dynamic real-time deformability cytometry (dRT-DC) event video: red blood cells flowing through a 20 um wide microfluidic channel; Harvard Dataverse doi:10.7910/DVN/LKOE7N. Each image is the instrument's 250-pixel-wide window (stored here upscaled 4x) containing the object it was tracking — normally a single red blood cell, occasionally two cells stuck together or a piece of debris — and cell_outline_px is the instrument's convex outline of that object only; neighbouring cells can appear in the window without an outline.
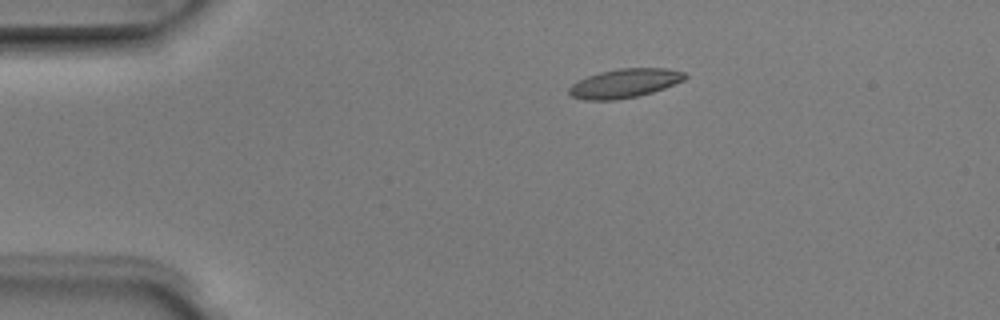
{"species": "Egyptian fruit bat (a non-hibernating species)", "species_latin": "Rousettus aegyptiacus", "temperature_condition": "room temperature", "stored_images_in_passage": 5, "camera_frame_rate_fps": 3000, "um_per_image_px": 0.085, "animal": {"sex": "male"}, "frame": {"image": 1, "passage_image": 3, "time_ms": 0.667, "image_size_px": [1000, 320], "cell_outline_px": [[688, 76], [684, 80], [664, 88], [652, 92], [636, 96], [616, 100], [584, 100], [572, 96], [568, 92], [568, 88], [576, 80], [600, 72], [620, 68], [668, 68], [684, 72]], "centroid_in_image_um": [53.08, 7.07], "position_along_channel_um": 31.9, "area_um2": 19.59}}
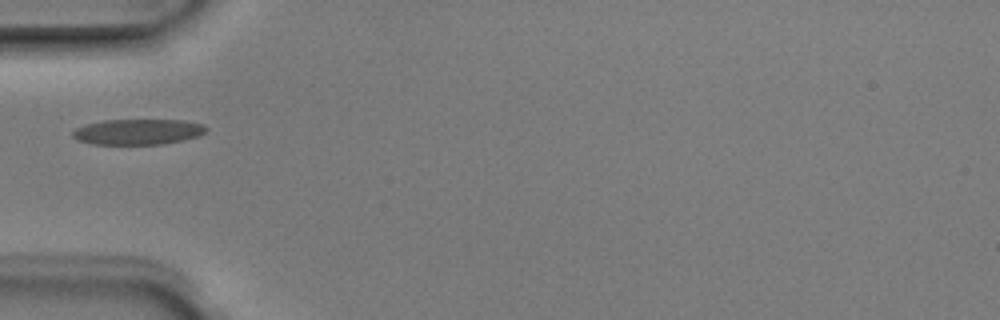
{"frame": {"image": 2, "passage_image": 5, "time_ms": 1.333, "image_size_px": [1000, 320], "cell_outline_px": [[208, 128], [200, 136], [164, 144], [88, 144], [76, 140], [72, 136], [72, 132], [76, 128], [88, 124], [104, 120], [184, 120], [204, 124]], "centroid_in_image_um": [11.73, 11.21], "position_along_channel_um": 73.3, "area_um2": 20.0}}